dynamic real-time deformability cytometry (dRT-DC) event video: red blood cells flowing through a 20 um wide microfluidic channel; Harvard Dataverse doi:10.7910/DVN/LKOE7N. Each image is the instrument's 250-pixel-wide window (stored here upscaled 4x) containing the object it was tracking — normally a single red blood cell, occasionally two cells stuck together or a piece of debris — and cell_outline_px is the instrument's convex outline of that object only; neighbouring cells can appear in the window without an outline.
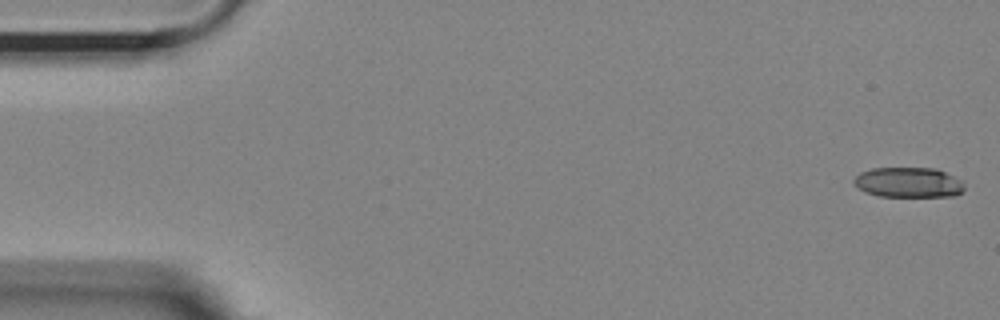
{"species": "Egyptian fruit bat (a non-hibernating species)", "species_latin": "Rousettus aegyptiacus", "temperature_condition": "room temperature", "stored_images_in_passage": 13, "camera_frame_rate_fps": 3000, "um_per_image_px": 0.085, "animal": {"sex": "female"}, "frame": {"image": 1, "passage_image": 1, "time_ms": 0.0, "image_size_px": [1000, 320], "cell_outline_px": [[964, 188], [956, 196], [880, 196], [864, 192], [852, 180], [860, 172], [872, 168], [936, 168], [964, 180]], "centroid_in_image_um": [77.25, 15.5], "position_along_channel_um": 7.7, "area_um2": 19.48}}